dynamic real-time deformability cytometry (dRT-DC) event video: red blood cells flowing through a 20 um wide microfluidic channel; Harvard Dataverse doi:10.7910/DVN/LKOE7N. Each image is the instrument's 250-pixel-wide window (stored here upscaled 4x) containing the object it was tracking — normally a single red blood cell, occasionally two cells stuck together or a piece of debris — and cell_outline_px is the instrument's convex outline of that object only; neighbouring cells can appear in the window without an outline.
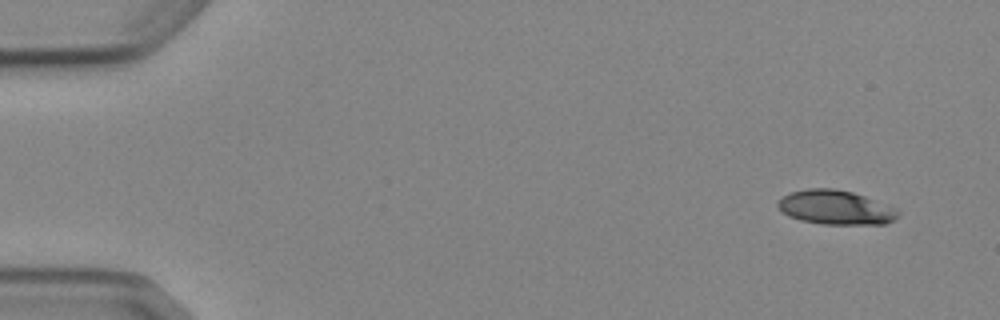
{"species": "Egyptian fruit bat (a non-hibernating species)", "species_latin": "Rousettus aegyptiacus", "temperature_condition": "cold", "stored_images_in_passage": 6, "camera_frame_rate_fps": 3000, "um_per_image_px": 0.085, "animal": {"sex": "female"}, "frame": {"image": 1, "passage_image": 1, "time_ms": 0.0, "image_size_px": [1000, 320], "cell_outline_px": [[900, 212], [892, 220], [884, 224], [824, 224], [800, 220], [788, 216], [776, 204], [784, 196], [792, 192], [808, 188], [832, 188], [852, 192], [864, 196], [896, 208]], "centroid_in_image_um": [71.02, 17.63], "position_along_channel_um": 14.0, "area_um2": 23.64}}
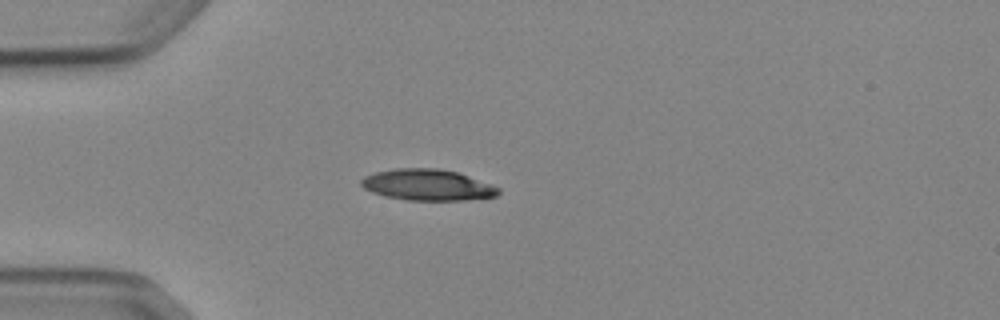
{"frame": {"image": 2, "passage_image": 4, "time_ms": 3.667, "image_size_px": [1000, 320], "cell_outline_px": [[500, 192], [496, 196], [464, 200], [408, 200], [384, 196], [372, 192], [364, 188], [360, 184], [360, 180], [364, 176], [376, 172], [396, 168], [440, 168], [456, 172], [468, 176], [500, 188]], "centroid_in_image_um": [36.3, 15.71], "position_along_channel_um": 48.7, "area_um2": 24.8}}
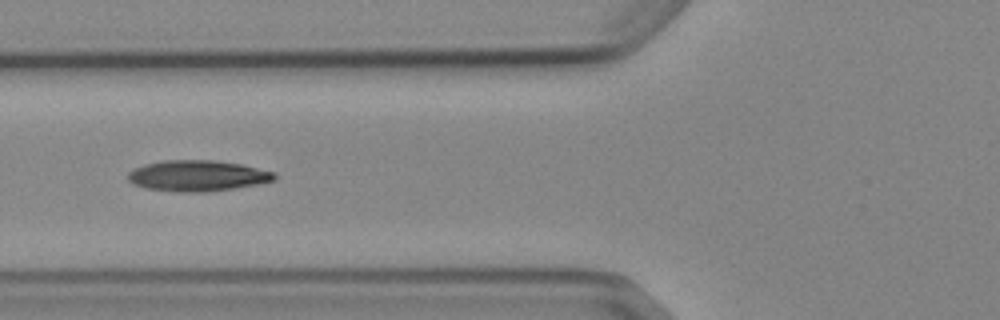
{"frame": {"image": 3, "passage_image": 6, "time_ms": 5.667, "image_size_px": [1000, 320], "cell_outline_px": [[276, 180], [260, 184], [236, 188], [208, 192], [180, 192], [148, 188], [132, 184], [128, 180], [128, 172], [132, 168], [144, 164], [164, 160], [212, 160], [240, 164], [276, 172]], "centroid_in_image_um": [16.8, 14.94], "position_along_channel_um": 109.0, "area_um2": 26.59}}